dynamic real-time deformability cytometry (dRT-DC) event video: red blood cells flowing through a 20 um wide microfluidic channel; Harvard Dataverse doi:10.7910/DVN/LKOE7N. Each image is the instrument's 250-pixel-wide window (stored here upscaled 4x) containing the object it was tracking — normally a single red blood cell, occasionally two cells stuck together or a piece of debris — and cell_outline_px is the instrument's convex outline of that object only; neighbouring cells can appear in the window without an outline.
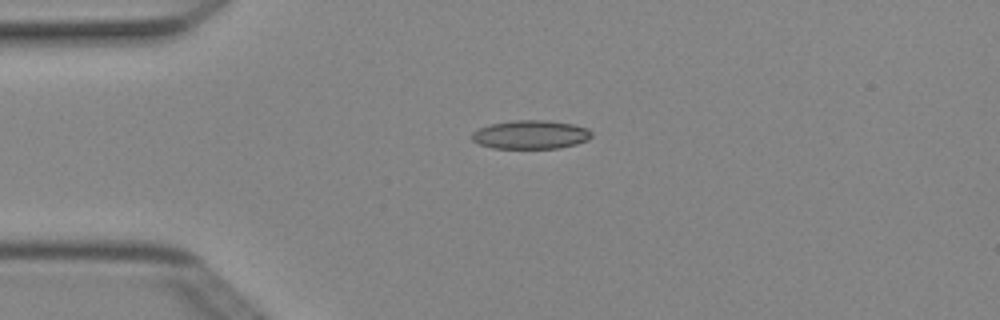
{"species": "Egyptian fruit bat (a non-hibernating species)", "species_latin": "Rousettus aegyptiacus", "temperature_condition": "cold", "stored_images_in_passage": 4, "camera_frame_rate_fps": 3000, "um_per_image_px": 0.085, "animal": {"sex": "female"}, "frame": {"image": 1, "passage_image": 3, "time_ms": 0.667, "image_size_px": [1000, 320], "cell_outline_px": [[592, 136], [588, 140], [576, 144], [560, 148], [492, 148], [480, 144], [472, 140], [472, 132], [480, 128], [492, 124], [512, 120], [548, 120], [572, 124], [588, 128], [592, 132]], "centroid_in_image_um": [45.14, 11.44], "position_along_channel_um": 39.9, "area_um2": 20.0}}